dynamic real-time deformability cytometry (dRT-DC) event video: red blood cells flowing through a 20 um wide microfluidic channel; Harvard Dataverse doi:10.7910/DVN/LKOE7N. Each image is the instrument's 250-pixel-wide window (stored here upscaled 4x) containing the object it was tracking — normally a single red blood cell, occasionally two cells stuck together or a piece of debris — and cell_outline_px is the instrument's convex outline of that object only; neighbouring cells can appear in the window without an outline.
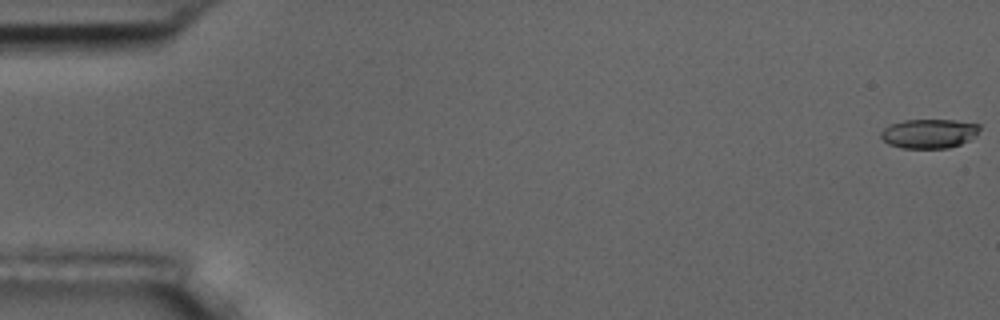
{"species": "common noctule bat (a hibernating species)", "species_latin": "Nyctalus noctula", "temperature_condition": "room temperature", "stored_images_in_passage": 9, "camera_frame_rate_fps": 3000, "um_per_image_px": 0.085, "animal": {"sex": "male", "body_mass_g": 17.5, "forearm_length_mm": 52.3}, "frame": {"image": 1, "passage_image": 1, "time_ms": 0.0, "image_size_px": [1000, 320], "cell_outline_px": [[980, 128], [976, 136], [960, 144], [948, 148], [900, 148], [888, 144], [880, 136], [880, 132], [884, 128], [892, 124], [904, 120], [956, 120], [980, 124]], "centroid_in_image_um": [78.97, 11.35], "position_along_channel_um": 6.0, "area_um2": 16.88}}
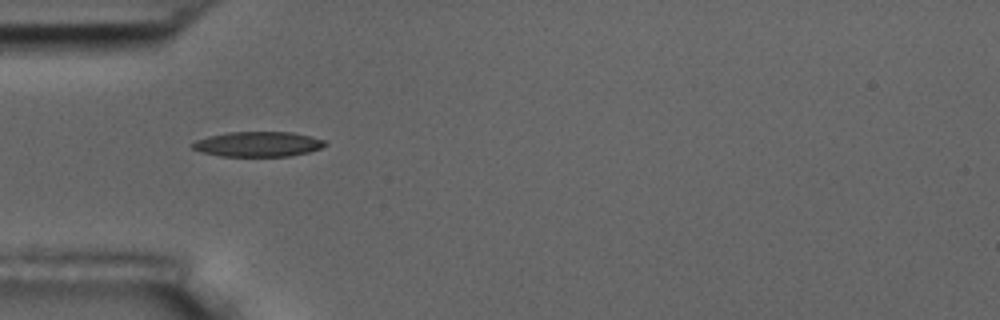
{"frame": {"image": 2, "passage_image": 6, "time_ms": 5.667, "image_size_px": [1000, 320], "cell_outline_px": [[328, 144], [320, 148], [308, 152], [288, 156], [220, 156], [200, 152], [192, 148], [192, 144], [196, 140], [208, 136], [228, 132], [292, 132], [312, 136], [324, 140]], "centroid_in_image_um": [21.93, 12.25], "position_along_channel_um": 63.1, "area_um2": 19.36}}
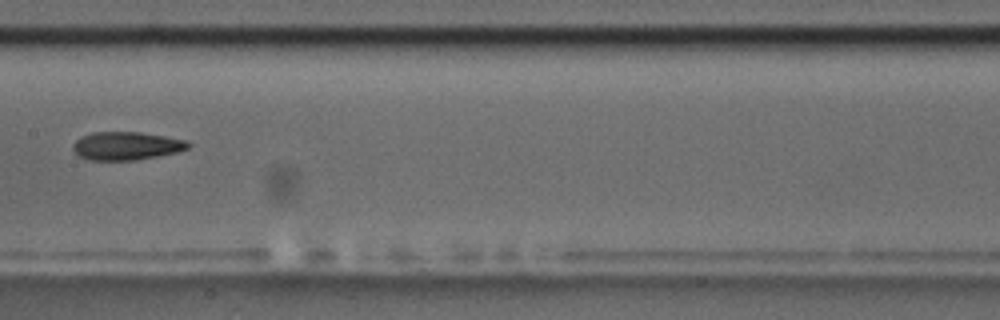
{"frame": {"image": 3, "passage_image": 9, "time_ms": 9.333, "image_size_px": [1000, 320], "cell_outline_px": [[192, 144], [188, 148], [180, 152], [132, 160], [92, 160], [80, 156], [72, 148], [72, 144], [80, 136], [92, 132], [140, 132], [188, 140]], "centroid_in_image_um": [10.77, 12.39], "position_along_channel_um": 196.6, "area_um2": 18.96}}